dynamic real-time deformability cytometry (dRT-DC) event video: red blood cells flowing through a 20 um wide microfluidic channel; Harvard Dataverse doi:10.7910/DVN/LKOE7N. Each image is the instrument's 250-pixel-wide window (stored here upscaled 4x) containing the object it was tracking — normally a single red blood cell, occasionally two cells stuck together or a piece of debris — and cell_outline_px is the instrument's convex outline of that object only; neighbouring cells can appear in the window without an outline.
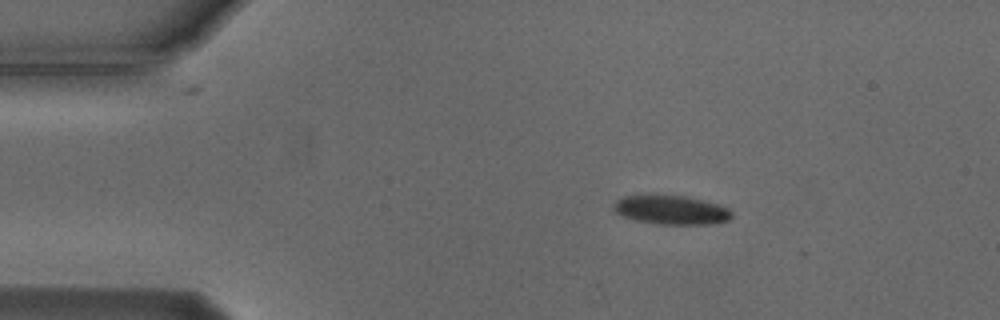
{"species": "Egyptian fruit bat (a non-hibernating species)", "species_latin": "Rousettus aegyptiacus", "temperature_condition": "cold", "stored_images_in_passage": 4, "camera_frame_rate_fps": 3000, "um_per_image_px": 0.085, "animal": {"sex": "male"}, "frame": {"image": 1, "passage_image": 1, "time_ms": 0.0, "image_size_px": [1000, 320], "cell_outline_px": [[732, 216], [728, 220], [712, 224], [656, 224], [636, 220], [624, 216], [616, 212], [612, 208], [612, 204], [620, 196], [636, 192], [656, 192], [684, 196], [704, 200], [720, 204], [728, 208], [732, 212]], "centroid_in_image_um": [56.96, 17.77], "position_along_channel_um": 28.0, "area_um2": 21.1}}